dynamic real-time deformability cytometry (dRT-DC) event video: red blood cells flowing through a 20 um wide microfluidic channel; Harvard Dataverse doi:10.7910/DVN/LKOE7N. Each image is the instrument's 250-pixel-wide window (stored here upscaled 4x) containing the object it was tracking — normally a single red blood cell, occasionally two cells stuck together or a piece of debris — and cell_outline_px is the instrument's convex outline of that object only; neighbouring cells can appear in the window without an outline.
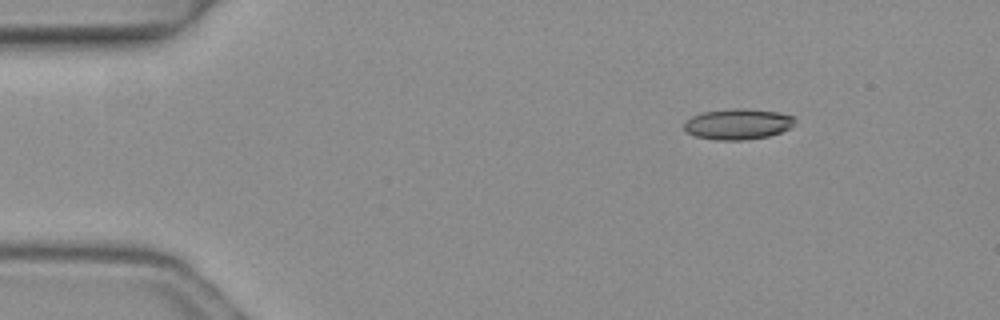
{"species": "common noctule bat (a hibernating species)", "species_latin": "Nyctalus noctula", "temperature_condition": "warm", "stored_images_in_passage": 3, "camera_frame_rate_fps": 3000, "um_per_image_px": 0.085, "animal": {"sex": "female", "body_mass_g": 19.3, "forearm_length_mm": 54.1}, "frame": {"image": 1, "passage_image": 1, "time_ms": 0.0, "image_size_px": [1000, 320], "cell_outline_px": [[796, 120], [788, 128], [780, 132], [768, 136], [744, 140], [716, 140], [696, 136], [684, 132], [684, 124], [692, 116], [700, 112], [732, 108], [744, 108], [776, 112], [796, 116]], "centroid_in_image_um": [62.69, 10.54], "position_along_channel_um": 22.3, "area_um2": 19.88}}
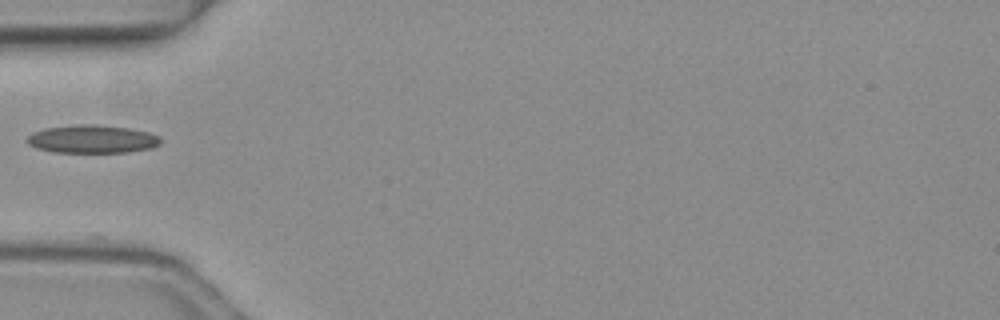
{"frame": {"image": 2, "passage_image": 3, "time_ms": 0.667, "image_size_px": [1000, 320], "cell_outline_px": [[160, 144], [152, 148], [128, 152], [52, 152], [36, 148], [28, 144], [24, 140], [32, 132], [44, 128], [80, 124], [96, 124], [128, 128], [148, 132], [160, 136]], "centroid_in_image_um": [7.81, 11.82], "position_along_channel_um": 77.2, "area_um2": 22.02}}